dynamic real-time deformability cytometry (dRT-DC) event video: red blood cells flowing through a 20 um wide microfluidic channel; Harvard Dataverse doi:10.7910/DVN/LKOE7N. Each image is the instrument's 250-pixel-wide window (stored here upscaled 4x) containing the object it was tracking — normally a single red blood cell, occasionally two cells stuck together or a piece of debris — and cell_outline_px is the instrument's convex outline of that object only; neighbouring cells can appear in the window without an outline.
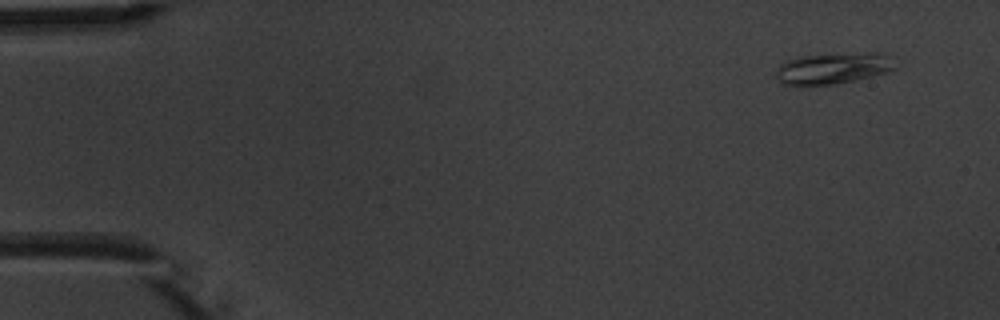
{"species": "common noctule bat (a hibernating species)", "species_latin": "Nyctalus noctula", "temperature_condition": "warm", "stored_images_in_passage": 9, "camera_frame_rate_fps": 3000, "um_per_image_px": 0.085, "animal": {"sex": "male", "body_mass_g": 20.1, "forearm_length_mm": 53.5}, "frame": {"image": 1, "passage_image": 1, "time_ms": 0.0, "image_size_px": [1000, 320], "cell_outline_px": [[896, 68], [888, 72], [872, 76], [832, 84], [780, 84], [776, 76], [776, 72], [780, 64], [788, 60], [800, 56], [880, 52], [896, 56]], "centroid_in_image_um": [70.91, 5.78], "position_along_channel_um": 14.1, "area_um2": 21.56}}
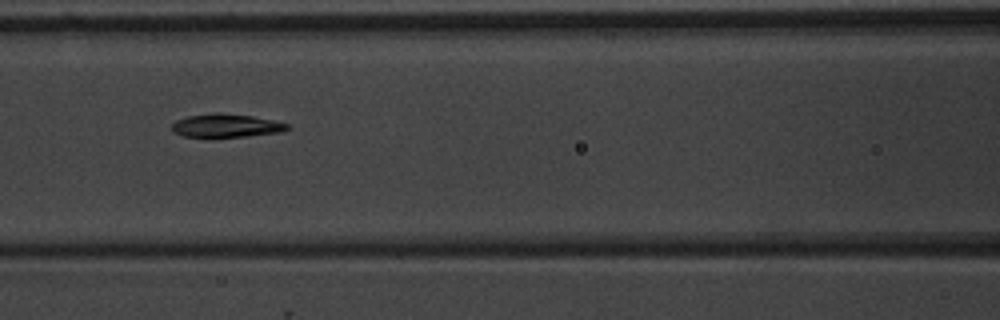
{"frame": {"image": 2, "passage_image": 6, "time_ms": 6.667, "image_size_px": [1000, 320], "cell_outline_px": [[292, 128], [280, 132], [248, 136], [184, 136], [172, 132], [172, 124], [176, 120], [188, 116], [216, 112], [220, 112], [252, 116], [272, 120], [288, 124]], "centroid_in_image_um": [19.23, 10.66], "position_along_channel_um": 147.4, "area_um2": 15.55}}
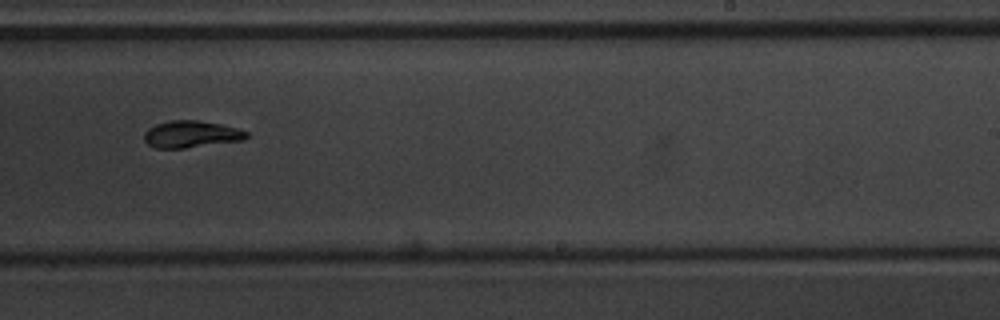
{"frame": {"image": 3, "passage_image": 9, "time_ms": 10.0, "image_size_px": [1000, 320], "cell_outline_px": [[248, 136], [244, 140], [184, 148], [156, 148], [148, 144], [144, 140], [144, 132], [148, 128], [156, 124], [168, 120], [196, 120], [220, 124], [236, 128], [248, 132]], "centroid_in_image_um": [16.23, 11.4], "position_along_channel_um": 272.8, "area_um2": 16.01}}